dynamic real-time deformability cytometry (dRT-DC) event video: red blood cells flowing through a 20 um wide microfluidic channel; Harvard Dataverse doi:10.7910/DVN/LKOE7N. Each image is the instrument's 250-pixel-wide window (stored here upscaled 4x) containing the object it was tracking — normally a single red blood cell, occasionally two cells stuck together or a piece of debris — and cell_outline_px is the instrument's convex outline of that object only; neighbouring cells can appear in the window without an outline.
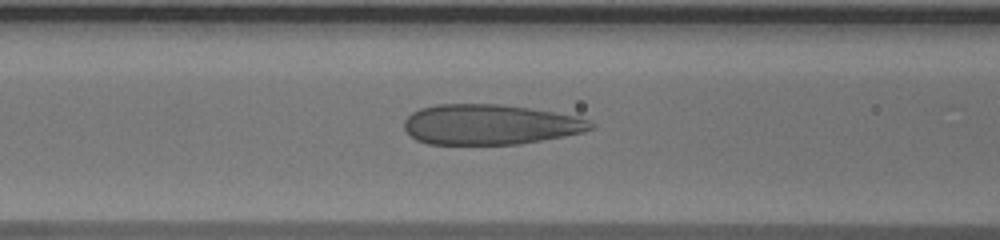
{"species": "human", "species_latin": "Homo sapiens", "temperature_condition": "warm", "stored_images_in_passage": 41, "camera_frame_rate_fps": 3000, "um_per_image_px": 0.085, "donor": {"sex": "male"}, "frame": {"image": 1, "passage_image": 20, "time_ms": 6.333, "image_size_px": [1000, 240], "cell_outline_px": [[596, 124], [592, 128], [584, 132], [564, 136], [520, 144], [428, 144], [416, 140], [404, 128], [404, 120], [412, 112], [420, 108], [436, 104], [500, 104], [528, 108], [576, 116], [588, 120]], "centroid_in_image_um": [41.63, 10.58], "position_along_channel_um": 125.0, "area_um2": 43.7}}
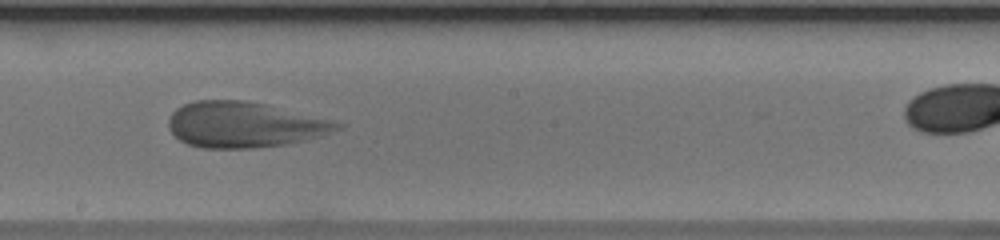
{"frame": {"image": 2, "passage_image": 28, "time_ms": 9.0, "image_size_px": [1000, 240], "cell_outline_px": [[348, 124], [344, 128], [320, 136], [288, 144], [252, 148], [200, 148], [188, 144], [180, 140], [168, 128], [168, 120], [172, 112], [176, 108], [184, 104], [196, 100], [244, 100], [264, 104]], "centroid_in_image_um": [20.77, 10.6], "position_along_channel_um": 227.4, "area_um2": 44.85}}
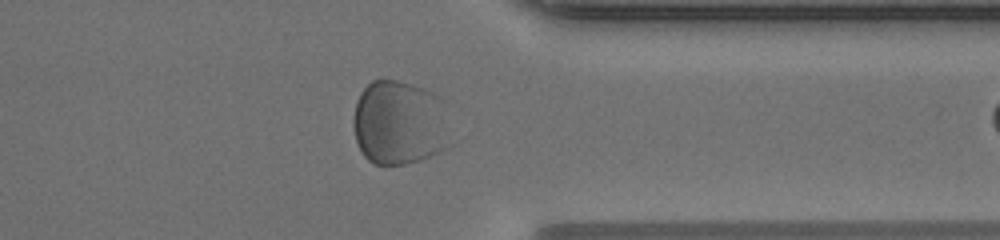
{"frame": {"image": 3, "passage_image": 40, "time_ms": 13.0, "image_size_px": [1000, 240], "cell_outline_px": [[444, 148], [420, 160], [404, 164], [376, 164], [368, 160], [364, 156], [356, 140], [352, 124], [352, 120], [356, 100], [360, 92], [372, 80], [396, 80], [424, 88], [440, 96], [444, 100]], "centroid_in_image_um": [33.84, 10.4], "position_along_channel_um": 377.6, "area_um2": 47.16}}